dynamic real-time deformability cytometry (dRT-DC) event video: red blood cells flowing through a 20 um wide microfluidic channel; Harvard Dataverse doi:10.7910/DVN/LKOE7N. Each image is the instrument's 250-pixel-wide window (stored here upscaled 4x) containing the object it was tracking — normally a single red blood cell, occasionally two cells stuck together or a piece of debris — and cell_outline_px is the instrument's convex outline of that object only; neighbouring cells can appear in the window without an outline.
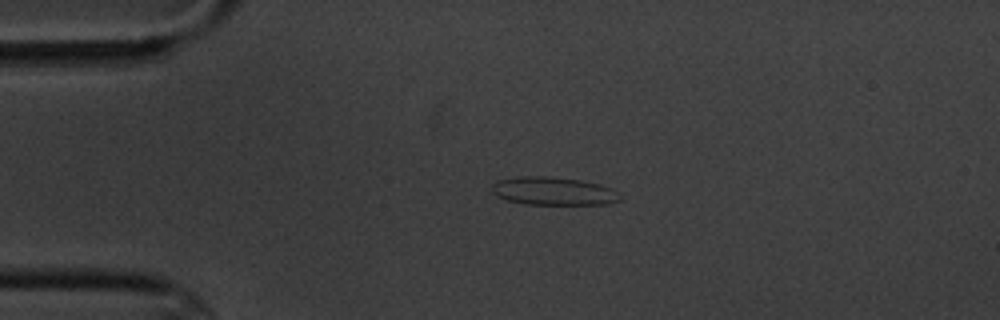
{"species": "common noctule bat (a hibernating species)", "species_latin": "Nyctalus noctula", "temperature_condition": "cold", "stored_images_in_passage": 4, "camera_frame_rate_fps": 3000, "um_per_image_px": 0.085, "animal": {"sex": "male", "body_mass_g": 20.1, "forearm_length_mm": 53.5}, "frame": {"image": 1, "passage_image": 3, "time_ms": 2.333, "image_size_px": [1000, 320], "cell_outline_px": [[620, 200], [608, 204], [524, 204], [508, 200], [496, 196], [492, 192], [492, 184], [496, 180], [520, 176], [552, 176], [580, 180], [600, 184], [612, 188], [620, 192]], "centroid_in_image_um": [47.04, 16.23], "position_along_channel_um": 38.0, "area_um2": 21.21}}